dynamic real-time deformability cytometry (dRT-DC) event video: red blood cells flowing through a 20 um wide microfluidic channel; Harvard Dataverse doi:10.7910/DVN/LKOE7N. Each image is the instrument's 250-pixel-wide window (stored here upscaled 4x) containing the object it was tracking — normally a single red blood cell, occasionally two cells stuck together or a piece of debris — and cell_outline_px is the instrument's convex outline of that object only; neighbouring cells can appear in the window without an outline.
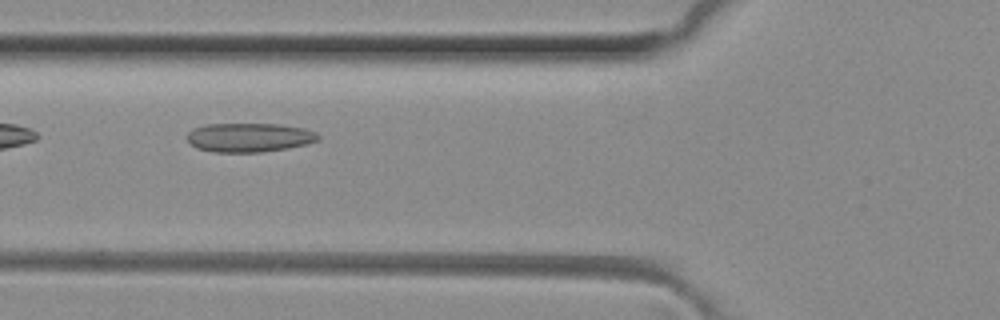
{"species": "common noctule bat (a hibernating species)", "species_latin": "Nyctalus noctula", "temperature_condition": "room temperature", "stored_images_in_passage": 35, "camera_frame_rate_fps": 3000, "um_per_image_px": 0.085, "animal": {"sex": "female", "body_mass_g": 29.2, "forearm_length_mm": 56.3}, "frame": {"image": 1, "passage_image": 4, "time_ms": 1.0, "image_size_px": [1000, 320], "cell_outline_px": [[320, 140], [304, 144], [284, 148], [260, 152], [212, 152], [196, 148], [188, 140], [188, 132], [192, 128], [208, 124], [276, 124], [304, 128], [316, 132], [320, 136]], "centroid_in_image_um": [21.17, 11.68], "position_along_channel_um": 104.6, "area_um2": 22.02}}
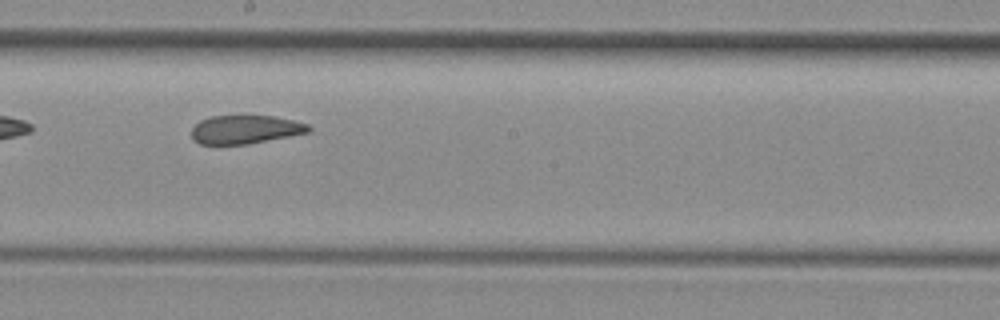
{"frame": {"image": 2, "passage_image": 13, "time_ms": 4.0, "image_size_px": [1000, 320], "cell_outline_px": [[312, 128], [308, 132], [248, 144], [200, 144], [192, 140], [192, 128], [200, 120], [212, 116], [244, 112], [272, 116], [292, 120], [308, 124]], "centroid_in_image_um": [20.81, 10.95], "position_along_channel_um": 227.4, "area_um2": 20.11}}
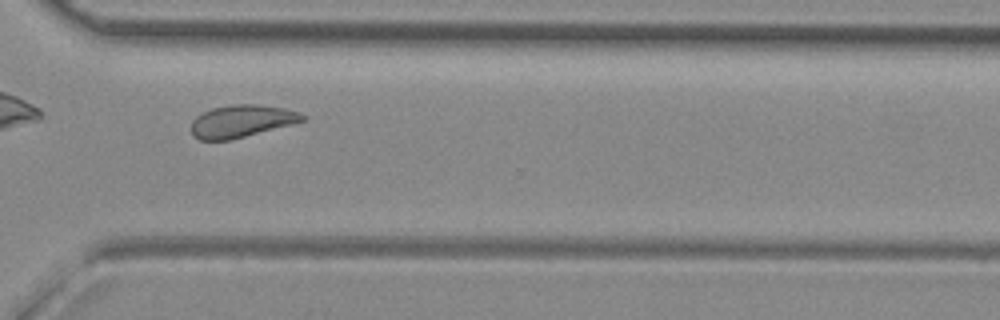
{"frame": {"image": 3, "passage_image": 22, "time_ms": 7.0, "image_size_px": [1000, 320], "cell_outline_px": [[304, 120], [292, 124], [228, 140], [200, 140], [192, 136], [192, 120], [196, 116], [212, 108], [232, 104], [256, 104], [284, 108], [296, 112], [304, 116]], "centroid_in_image_um": [20.47, 10.29], "position_along_channel_um": 350.1, "area_um2": 20.63}, "authors_computed_cell_mechanics": {"area_um2": 21.1548, "velocity_mm_per_s": 4.0864, "shape_relaxation_time_tau1_ms": null, "shape_relaxation_time_tau2_ms": 1.4539, "deformation_change_tau1": null, "deformation_change_tau2": 0.0869}}